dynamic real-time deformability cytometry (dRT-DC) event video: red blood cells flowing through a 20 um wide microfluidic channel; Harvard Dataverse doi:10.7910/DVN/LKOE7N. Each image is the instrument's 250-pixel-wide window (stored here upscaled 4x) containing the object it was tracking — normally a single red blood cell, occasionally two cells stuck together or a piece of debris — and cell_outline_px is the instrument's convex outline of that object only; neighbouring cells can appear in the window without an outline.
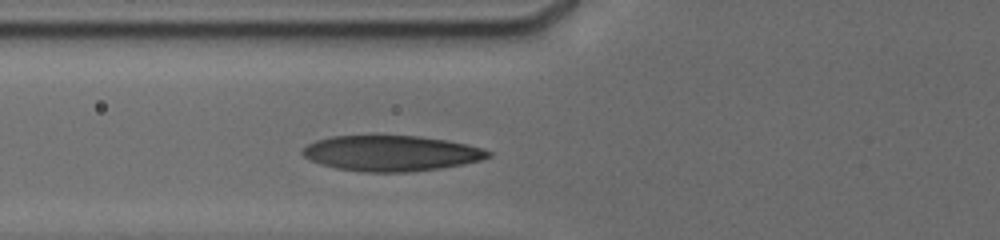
{"species": "human", "species_latin": "Homo sapiens", "temperature_condition": "cold", "stored_images_in_passage": 4, "camera_frame_rate_fps": 3000, "um_per_image_px": 0.085, "donor": {"sex": "male"}, "frame": {"image": 1, "passage_image": 4, "time_ms": 2.667, "image_size_px": [1000, 240], "cell_outline_px": [[492, 156], [480, 160], [464, 164], [440, 168], [408, 172], [368, 172], [336, 168], [320, 164], [304, 156], [300, 152], [308, 144], [316, 140], [332, 136], [420, 136], [444, 140], [484, 148], [492, 152]], "centroid_in_image_um": [33.26, 13.03], "position_along_channel_um": 92.5, "area_um2": 38.26}}